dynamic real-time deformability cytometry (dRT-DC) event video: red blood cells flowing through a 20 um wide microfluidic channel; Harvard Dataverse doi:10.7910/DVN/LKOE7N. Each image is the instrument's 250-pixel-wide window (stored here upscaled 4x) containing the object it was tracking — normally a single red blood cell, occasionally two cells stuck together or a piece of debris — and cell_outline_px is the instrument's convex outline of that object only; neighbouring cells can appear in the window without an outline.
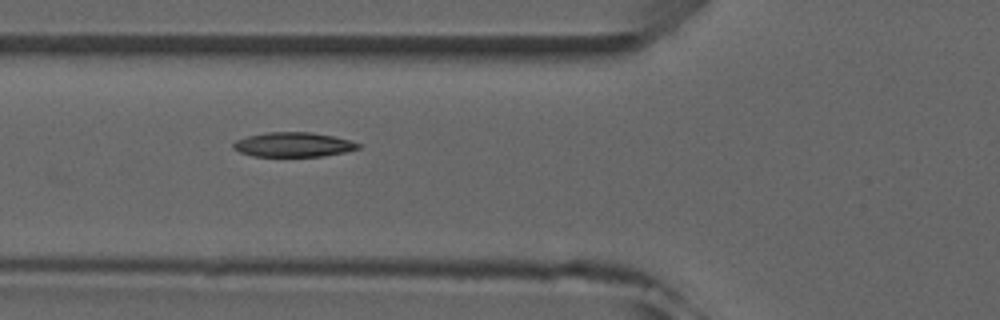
{"species": "common noctule bat (a hibernating species)", "species_latin": "Nyctalus noctula", "temperature_condition": "room temperature", "stored_images_in_passage": 6, "camera_frame_rate_fps": 3000, "um_per_image_px": 0.085, "animal": {"sex": "male", "forearm_length_mm": 52.5}, "frame": {"image": 1, "passage_image": 4, "time_ms": 5.0, "image_size_px": [1000, 320], "cell_outline_px": [[360, 148], [344, 152], [324, 156], [252, 156], [240, 152], [232, 148], [232, 144], [236, 140], [248, 136], [268, 132], [312, 132], [332, 136], [348, 140], [360, 144]], "centroid_in_image_um": [24.9, 12.29], "position_along_channel_um": 100.9, "area_um2": 17.74}}
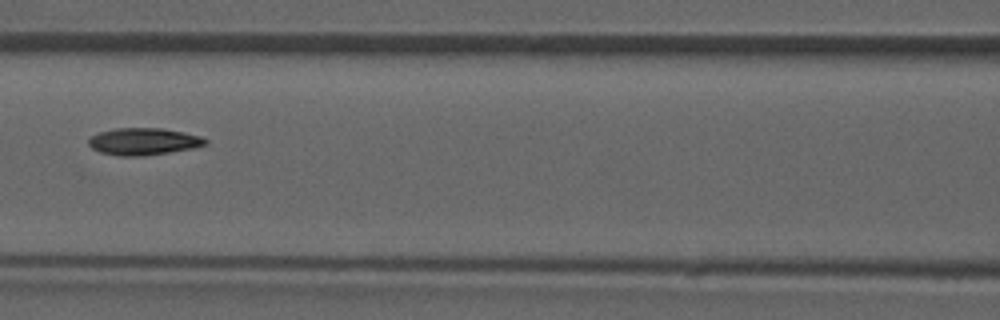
{"frame": {"image": 2, "passage_image": 5, "time_ms": 6.333, "image_size_px": [1000, 320], "cell_outline_px": [[208, 144], [192, 148], [144, 156], [120, 156], [100, 152], [92, 148], [88, 144], [88, 140], [92, 136], [100, 132], [116, 128], [160, 128], [200, 136], [208, 140]], "centroid_in_image_um": [12.18, 12.03], "position_along_channel_um": 154.4, "area_um2": 18.21}}